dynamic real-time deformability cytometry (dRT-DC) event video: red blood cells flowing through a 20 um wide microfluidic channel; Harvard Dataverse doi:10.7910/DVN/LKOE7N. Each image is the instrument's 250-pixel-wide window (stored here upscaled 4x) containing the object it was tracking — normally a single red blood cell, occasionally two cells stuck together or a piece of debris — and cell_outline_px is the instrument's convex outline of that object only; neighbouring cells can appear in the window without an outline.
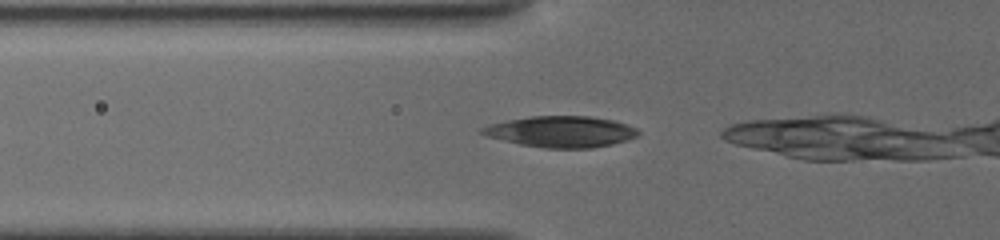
{"species": "common noctule bat (a hibernating species)", "species_latin": "Nyctalus noctula", "temperature_condition": "cold", "stored_images_in_passage": 3, "segment_of_instrument_passage": [2, 2], "camera_frame_rate_fps": 3000, "um_per_image_px": 0.085, "animal": {"sex": "female", "body_mass_g": 19.5, "forearm_length_mm": 54.1}, "frame": {"image": 1, "passage_image": 3, "time_ms": 2.0, "image_size_px": [1000, 240], "cell_outline_px": [[640, 132], [636, 136], [628, 140], [612, 144], [592, 148], [544, 148], [520, 144], [484, 136], [480, 132], [480, 128], [488, 124], [504, 120], [532, 116], [592, 116], [612, 120], [628, 124], [636, 128]], "centroid_in_image_um": [47.66, 11.18], "position_along_channel_um": 78.1, "area_um2": 28.55}}